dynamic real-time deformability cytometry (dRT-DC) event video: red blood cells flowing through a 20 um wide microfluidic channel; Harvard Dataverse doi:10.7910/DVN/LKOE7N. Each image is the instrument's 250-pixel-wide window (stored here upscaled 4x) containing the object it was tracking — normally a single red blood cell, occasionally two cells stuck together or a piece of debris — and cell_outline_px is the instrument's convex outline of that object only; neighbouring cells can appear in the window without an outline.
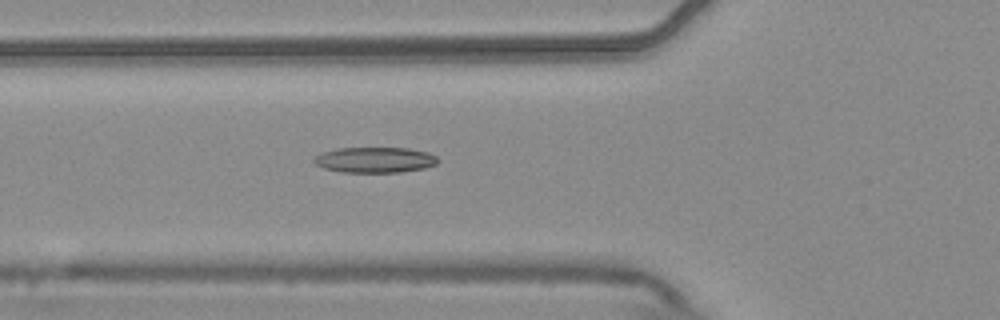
{"species": "common noctule bat (a hibernating species)", "species_latin": "Nyctalus noctula", "temperature_condition": "warm", "stored_images_in_passage": 5, "camera_frame_rate_fps": 3000, "um_per_image_px": 0.085, "animal": {"sex": "male", "body_mass_g": 20.4}, "frame": {"image": 1, "passage_image": 5, "time_ms": 1.333, "image_size_px": [1000, 320], "cell_outline_px": [[436, 164], [424, 168], [400, 172], [340, 172], [324, 168], [316, 164], [312, 160], [320, 152], [336, 148], [408, 148], [428, 152], [436, 156]], "centroid_in_image_um": [31.82, 13.58], "position_along_channel_um": 94.0, "area_um2": 18.44}}